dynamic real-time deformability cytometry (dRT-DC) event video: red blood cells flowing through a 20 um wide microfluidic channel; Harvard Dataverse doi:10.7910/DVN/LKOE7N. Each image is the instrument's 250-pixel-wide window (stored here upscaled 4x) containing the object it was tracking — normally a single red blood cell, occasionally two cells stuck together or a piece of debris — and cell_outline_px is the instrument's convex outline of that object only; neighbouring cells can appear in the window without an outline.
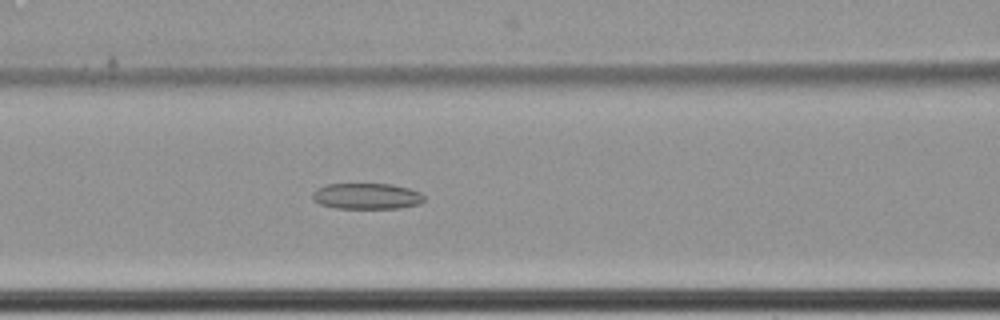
{"species": "common noctule bat (a hibernating species)", "species_latin": "Nyctalus noctula", "temperature_condition": "cold", "stored_images_in_passage": 45, "camera_frame_rate_fps": 3000, "um_per_image_px": 0.085, "animal": {"sex": "female", "body_mass_g": 22.7, "forearm_length_mm": 54.2}, "frame": {"image": 1, "passage_image": 12, "time_ms": 3.667, "image_size_px": [1000, 320], "cell_outline_px": [[424, 200], [420, 204], [400, 208], [336, 208], [320, 204], [312, 200], [312, 192], [316, 188], [328, 184], [392, 184], [408, 188], [420, 192], [424, 196]], "centroid_in_image_um": [31.16, 16.67], "position_along_channel_um": 135.4, "area_um2": 16.99}}
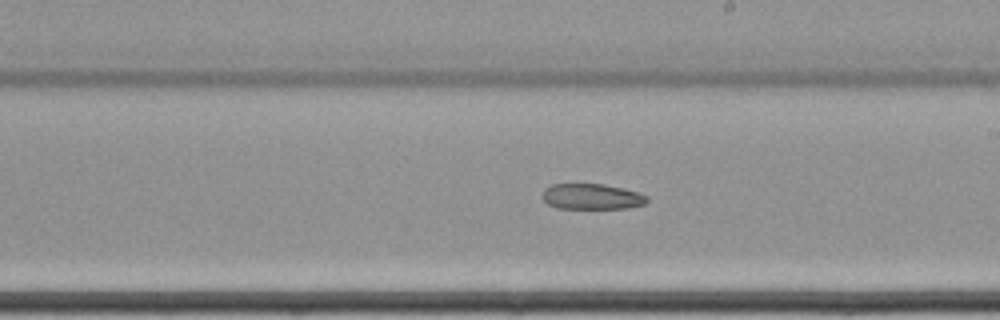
{"frame": {"image": 2, "passage_image": 21, "time_ms": 6.667, "image_size_px": [1000, 320], "cell_outline_px": [[648, 200], [644, 204], [628, 208], [556, 208], [548, 204], [544, 200], [544, 188], [552, 184], [604, 184], [640, 192], [648, 196]], "centroid_in_image_um": [50.33, 16.7], "position_along_channel_um": 238.7, "area_um2": 15.61}}
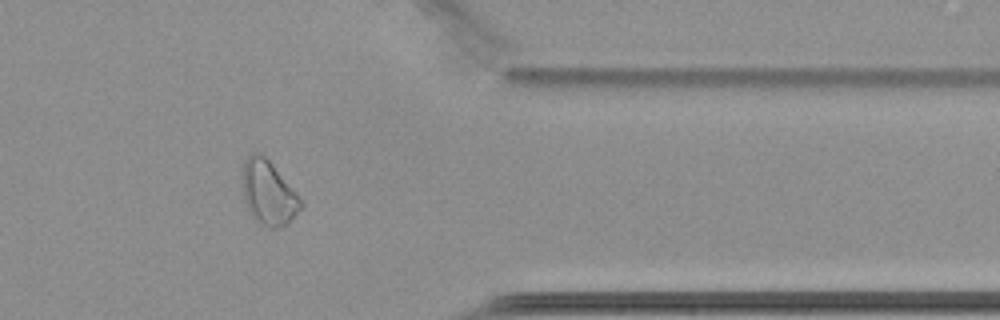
{"frame": {"image": 3, "passage_image": 35, "time_ms": 11.333, "image_size_px": [1000, 320], "cell_outline_px": [[304, 204], [284, 224], [276, 228], [272, 228], [256, 220], [252, 216], [244, 200], [244, 160], [252, 152], [260, 152], [272, 164]], "centroid_in_image_um": [22.79, 16.36], "position_along_channel_um": 388.6, "area_um2": 20.75}, "authors_computed_cell_mechanics": {"area_um2": 18.3226, "velocity_mm_per_s": 3.4535, "shape_relaxation_time_tau1_ms": null, "shape_relaxation_time_tau2_ms": 7.8763, "deformation_change_tau1": null, "deformation_change_tau2": 0.1411}}